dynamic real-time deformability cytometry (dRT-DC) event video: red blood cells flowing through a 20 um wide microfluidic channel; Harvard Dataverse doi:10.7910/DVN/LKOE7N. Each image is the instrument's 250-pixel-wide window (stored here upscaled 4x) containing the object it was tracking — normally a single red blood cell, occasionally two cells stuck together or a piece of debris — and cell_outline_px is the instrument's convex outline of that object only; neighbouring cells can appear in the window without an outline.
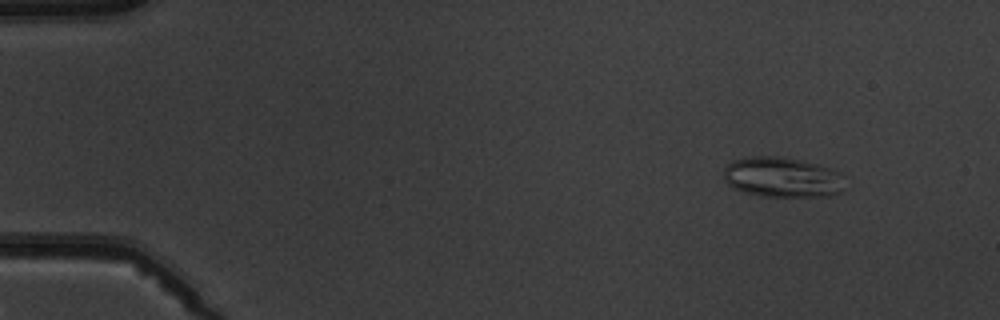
{"species": "common noctule bat (a hibernating species)", "species_latin": "Nyctalus noctula", "temperature_condition": "warm", "stored_images_in_passage": 6, "camera_frame_rate_fps": 3000, "um_per_image_px": 0.085, "animal": {"sex": "male", "body_mass_g": 19.5, "forearm_length_mm": 54.6}, "frame": {"image": 1, "passage_image": 6, "time_ms": 6.667, "image_size_px": [1000, 320], "cell_outline_px": [[848, 188], [840, 192], [828, 196], [760, 196], [744, 192], [732, 188], [724, 180], [724, 168], [732, 160], [752, 156], [784, 156], [820, 164], [840, 172]], "centroid_in_image_um": [66.53, 15.06], "position_along_channel_um": 18.5, "area_um2": 28.96}}